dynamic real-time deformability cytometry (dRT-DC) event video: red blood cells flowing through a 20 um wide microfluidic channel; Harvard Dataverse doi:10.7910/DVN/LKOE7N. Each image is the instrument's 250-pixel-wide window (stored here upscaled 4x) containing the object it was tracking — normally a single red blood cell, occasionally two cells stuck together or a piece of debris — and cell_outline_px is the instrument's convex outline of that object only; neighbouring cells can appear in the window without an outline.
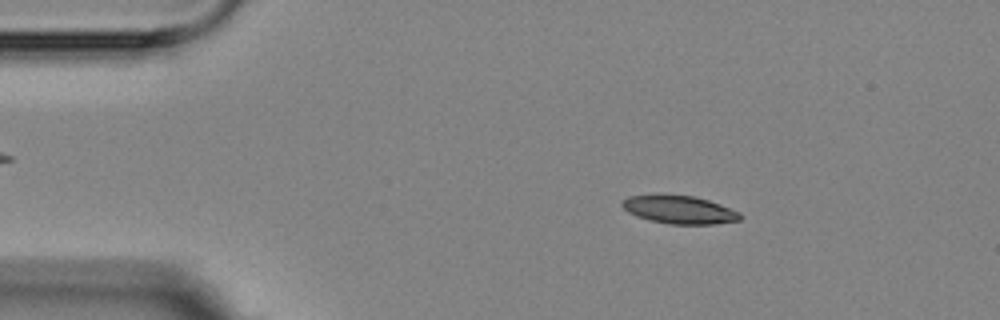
{"species": "Egyptian fruit bat (a non-hibernating species)", "species_latin": "Rousettus aegyptiacus", "temperature_condition": "room temperature", "stored_images_in_passage": 3, "camera_frame_rate_fps": 3000, "um_per_image_px": 0.085, "animal": {"sex": "female"}, "frame": {"image": 1, "passage_image": 1, "time_ms": 0.0, "image_size_px": [1000, 320], "cell_outline_px": [[744, 216], [740, 220], [716, 224], [668, 224], [648, 220], [636, 216], [628, 212], [620, 204], [628, 196], [692, 196], [708, 200], [720, 204], [740, 212]], "centroid_in_image_um": [57.79, 17.85], "position_along_channel_um": 27.2, "area_um2": 19.02}}
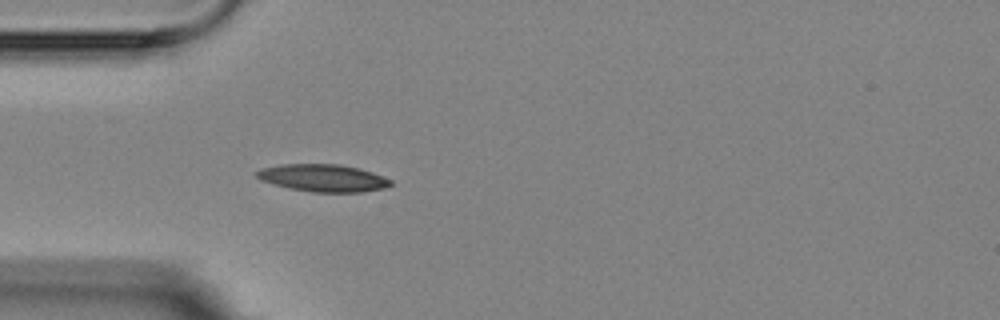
{"frame": {"image": 2, "passage_image": 3, "time_ms": 2.333, "image_size_px": [1000, 320], "cell_outline_px": [[392, 184], [384, 188], [360, 192], [312, 192], [292, 188], [260, 180], [256, 176], [256, 172], [260, 168], [280, 164], [340, 164], [372, 172], [392, 180]], "centroid_in_image_um": [27.45, 15.12], "position_along_channel_um": 57.5, "area_um2": 21.15}}